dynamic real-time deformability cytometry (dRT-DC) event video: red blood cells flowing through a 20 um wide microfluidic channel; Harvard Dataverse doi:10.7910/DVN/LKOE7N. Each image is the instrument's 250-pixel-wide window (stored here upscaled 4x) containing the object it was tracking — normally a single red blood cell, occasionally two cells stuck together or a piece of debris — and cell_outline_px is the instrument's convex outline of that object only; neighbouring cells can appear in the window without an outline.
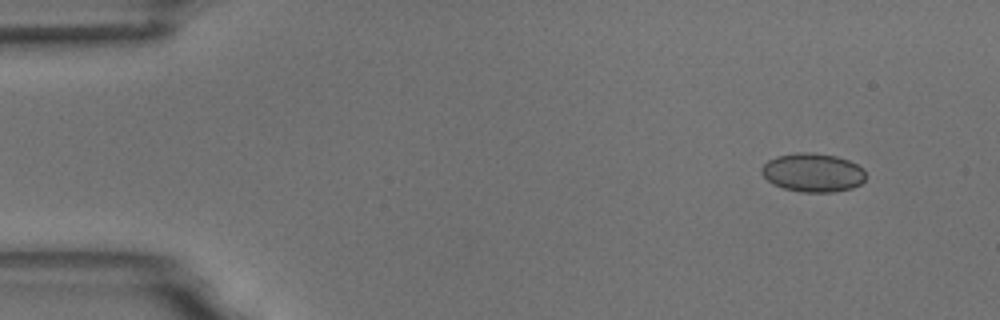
{"species": "common noctule bat (a hibernating species)", "species_latin": "Nyctalus noctula", "temperature_condition": "room temperature", "stored_images_in_passage": 4, "camera_frame_rate_fps": 3000, "um_per_image_px": 0.085, "animal": {"sex": "male", "body_mass_g": 18.8}, "frame": {"image": 1, "passage_image": 1, "time_ms": 0.0, "image_size_px": [1000, 320], "cell_outline_px": [[864, 180], [860, 184], [852, 188], [832, 192], [804, 192], [784, 188], [768, 180], [760, 172], [760, 168], [768, 160], [776, 156], [796, 152], [812, 152], [836, 156], [848, 160], [864, 168]], "centroid_in_image_um": [69.09, 14.65], "position_along_channel_um": 15.9, "area_um2": 23.41}}
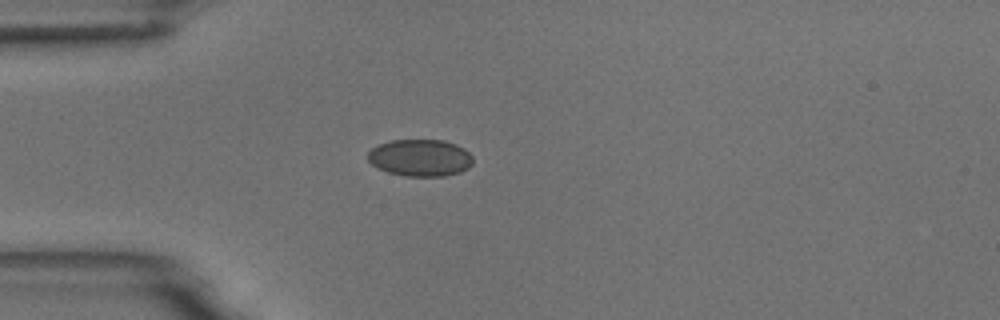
{"frame": {"image": 2, "passage_image": 4, "time_ms": 3.333, "image_size_px": [1000, 320], "cell_outline_px": [[472, 164], [468, 168], [460, 172], [444, 176], [404, 176], [388, 172], [372, 164], [368, 160], [368, 152], [372, 148], [380, 144], [392, 140], [444, 140], [456, 144], [464, 148], [472, 156]], "centroid_in_image_um": [35.74, 13.41], "position_along_channel_um": 49.3, "area_um2": 22.6}}